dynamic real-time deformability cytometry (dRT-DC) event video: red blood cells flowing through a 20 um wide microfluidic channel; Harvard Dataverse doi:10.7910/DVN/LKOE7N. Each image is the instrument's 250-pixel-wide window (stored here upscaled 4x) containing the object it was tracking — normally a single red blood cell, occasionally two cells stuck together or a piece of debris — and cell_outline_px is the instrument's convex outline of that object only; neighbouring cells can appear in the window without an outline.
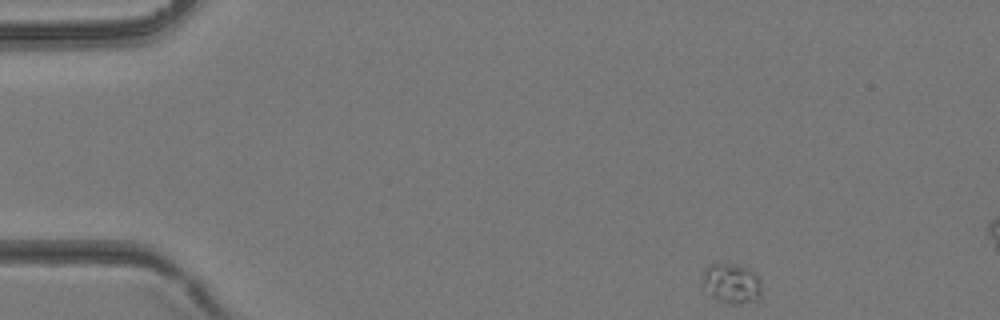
{"species": "common noctule bat (a hibernating species)", "species_latin": "Nyctalus noctula", "temperature_condition": "room temperature", "stored_images_in_passage": 3, "camera_frame_rate_fps": 3000, "um_per_image_px": 0.085, "animal": {"sex": "female", "body_mass_g": 24.6, "forearm_length_mm": 56.2}, "frame": {"image": 1, "passage_image": 1, "time_ms": 0.0, "image_size_px": [1000, 320], "cell_outline_px": [[760, 296], [756, 304], [724, 304], [712, 296], [704, 284], [704, 268], [708, 264], [732, 264], [748, 268], [756, 272], [760, 280]], "centroid_in_image_um": [62.25, 24.13], "position_along_channel_um": 22.7, "area_um2": 13.93}}